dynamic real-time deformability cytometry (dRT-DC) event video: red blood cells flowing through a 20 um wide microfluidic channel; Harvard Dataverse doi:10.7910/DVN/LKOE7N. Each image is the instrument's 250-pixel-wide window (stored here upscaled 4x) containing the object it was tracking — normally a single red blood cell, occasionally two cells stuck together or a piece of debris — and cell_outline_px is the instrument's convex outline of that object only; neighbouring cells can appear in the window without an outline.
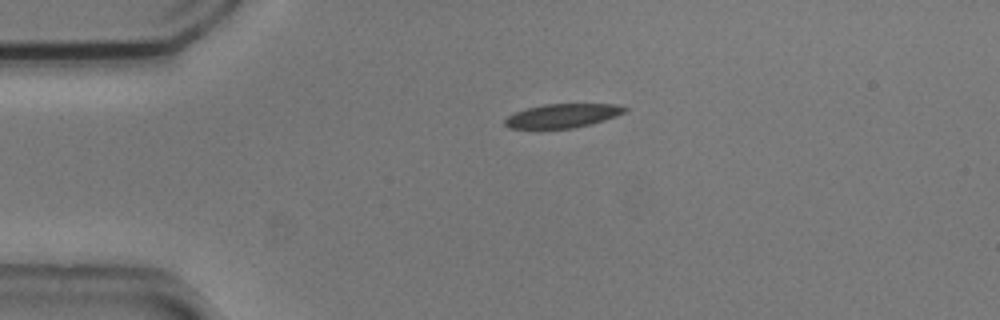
{"species": "common noctule bat (a hibernating species)", "species_latin": "Nyctalus noctula", "temperature_condition": "cold", "stored_images_in_passage": 40, "camera_frame_rate_fps": 3000, "um_per_image_px": 0.085, "animal": {"sex": "male", "body_mass_g": 20.5, "forearm_length_mm": 52.5}, "frame": {"image": 1, "passage_image": 1, "time_ms": 0.0, "image_size_px": [1000, 320], "cell_outline_px": [[628, 108], [624, 112], [616, 116], [592, 124], [572, 128], [508, 128], [504, 124], [504, 120], [508, 116], [516, 112], [528, 108], [544, 104], [616, 104]], "centroid_in_image_um": [47.82, 9.83], "position_along_channel_um": 37.2, "area_um2": 16.53}}
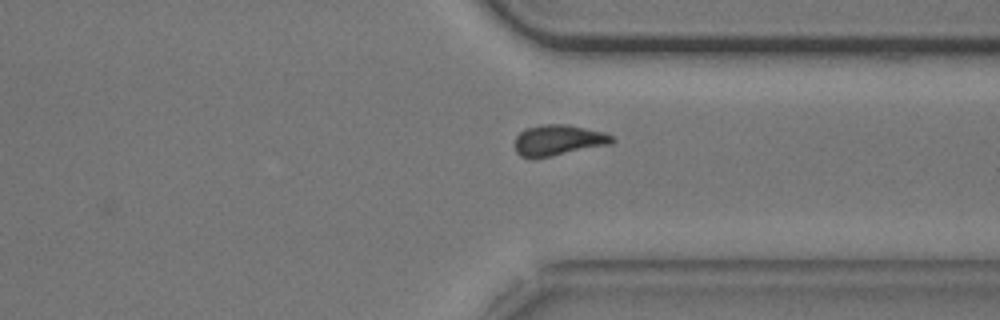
{"frame": {"image": 2, "passage_image": 30, "time_ms": 9.667, "image_size_px": [1000, 320], "cell_outline_px": [[616, 140], [612, 144], [552, 156], [520, 156], [516, 152], [516, 136], [524, 128], [540, 124], [568, 124], [604, 132], [612, 136]], "centroid_in_image_um": [47.5, 11.88], "position_along_channel_um": 363.9, "area_um2": 17.34}}
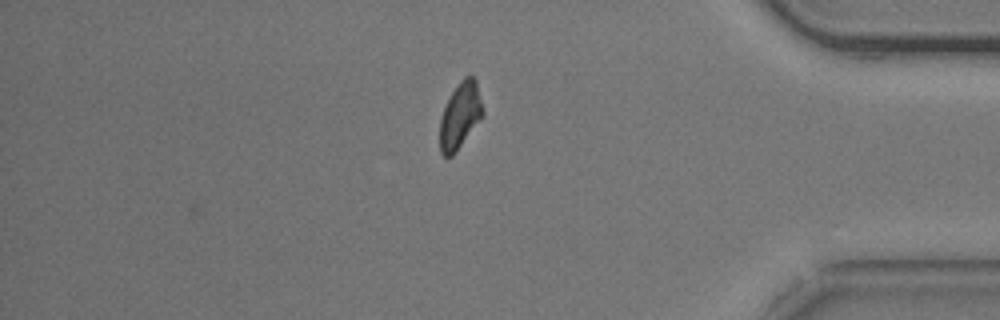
{"frame": {"image": 3, "passage_image": 35, "time_ms": 11.333, "image_size_px": [1000, 320], "cell_outline_px": [[484, 116], [456, 152], [452, 156], [444, 156], [440, 152], [440, 116], [452, 92], [460, 80], [464, 76], [472, 76], [476, 80], [484, 112]], "centroid_in_image_um": [39.12, 9.83], "position_along_channel_um": 396.1, "area_um2": 16.59}, "authors_computed_cell_mechanics": {"area_um2": 17.6868, "velocity_mm_per_s": 3.7091, "shape_relaxation_time_tau1_ms": 4.4539, "shape_relaxation_time_tau2_ms": 6.4207, "deformation_change_tau1": 0.1255, "deformation_change_tau2": 0.1316}}